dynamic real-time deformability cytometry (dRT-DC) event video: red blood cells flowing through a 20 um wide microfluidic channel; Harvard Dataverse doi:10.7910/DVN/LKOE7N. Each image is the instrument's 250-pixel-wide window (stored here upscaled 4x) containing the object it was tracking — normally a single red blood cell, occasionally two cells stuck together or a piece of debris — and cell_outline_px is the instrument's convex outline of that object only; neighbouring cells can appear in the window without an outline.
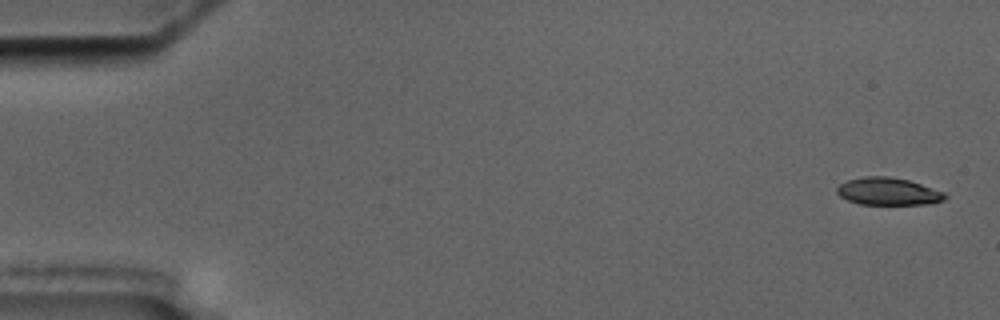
{"species": "common noctule bat (a hibernating species)", "species_latin": "Nyctalus noctula", "temperature_condition": "cold", "stored_images_in_passage": 9, "camera_frame_rate_fps": 3000, "um_per_image_px": 0.085, "animal": {"sex": "male", "body_mass_g": 17.5, "forearm_length_mm": 52.3}, "frame": {"image": 1, "passage_image": 1, "time_ms": 0.0, "image_size_px": [1000, 320], "cell_outline_px": [[948, 196], [944, 200], [932, 204], [860, 204], [848, 200], [840, 196], [836, 192], [836, 188], [840, 184], [848, 180], [864, 176], [888, 176], [908, 180], [944, 192]], "centroid_in_image_um": [75.5, 16.27], "position_along_channel_um": 9.5, "area_um2": 17.22}}
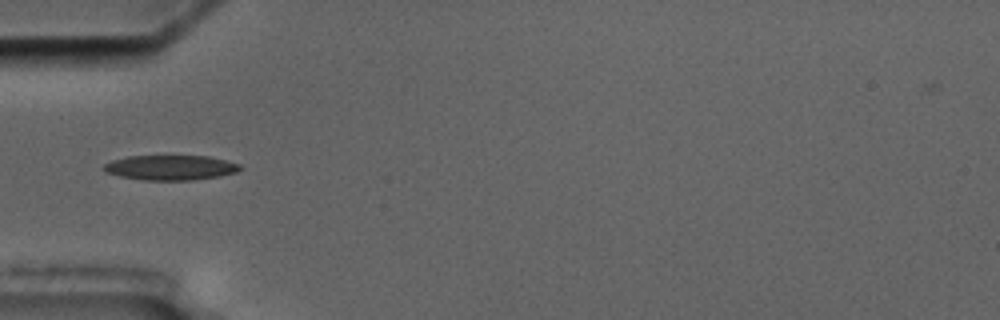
{"frame": {"image": 2, "passage_image": 6, "time_ms": 5.667, "image_size_px": [1000, 320], "cell_outline_px": [[244, 168], [236, 172], [220, 176], [192, 180], [144, 180], [120, 176], [104, 172], [100, 168], [104, 164], [112, 160], [128, 156], [208, 156], [240, 164]], "centroid_in_image_um": [14.47, 14.25], "position_along_channel_um": 70.5, "area_um2": 19.88}}
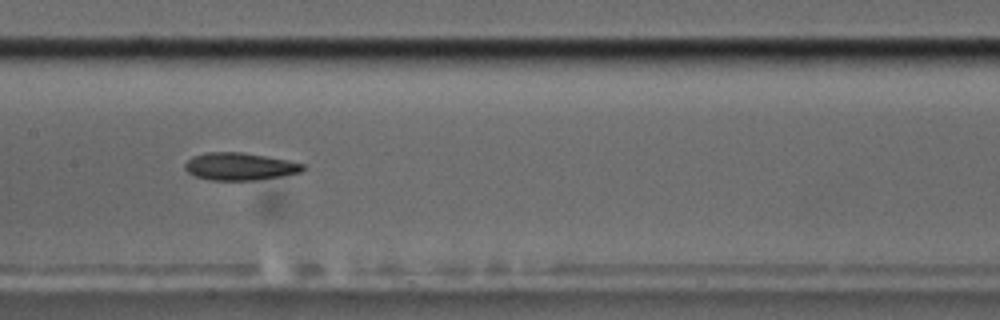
{"frame": {"image": 3, "passage_image": 9, "time_ms": 9.0, "image_size_px": [1000, 320], "cell_outline_px": [[304, 168], [300, 172], [280, 176], [256, 180], [212, 180], [196, 176], [188, 172], [184, 168], [184, 164], [192, 156], [204, 152], [240, 152], [268, 156], [288, 160], [304, 164]], "centroid_in_image_um": [20.36, 14.14], "position_along_channel_um": 187.0, "area_um2": 18.84}}